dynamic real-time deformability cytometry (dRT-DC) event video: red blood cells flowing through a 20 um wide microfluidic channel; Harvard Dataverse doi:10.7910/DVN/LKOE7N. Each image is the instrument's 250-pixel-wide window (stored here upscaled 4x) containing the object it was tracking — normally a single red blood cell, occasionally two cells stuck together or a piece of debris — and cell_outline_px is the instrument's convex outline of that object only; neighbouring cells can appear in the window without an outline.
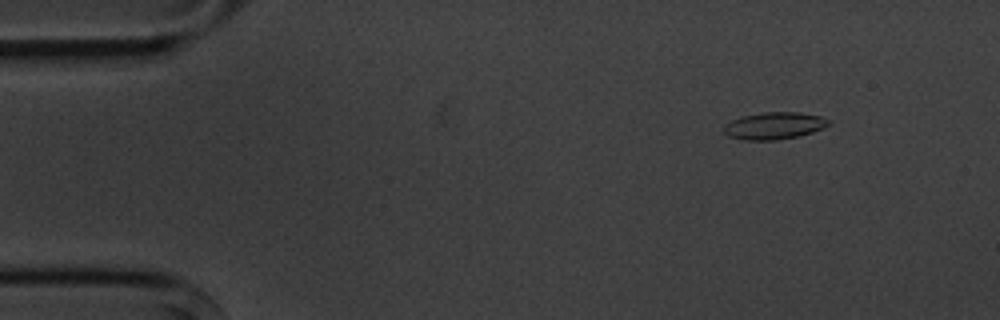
{"species": "common noctule bat (a hibernating species)", "species_latin": "Nyctalus noctula", "temperature_condition": "cold", "stored_images_in_passage": 4, "camera_frame_rate_fps": 3000, "um_per_image_px": 0.085, "animal": {"sex": "male", "body_mass_g": 20.1, "forearm_length_mm": 53.5}, "frame": {"image": 1, "passage_image": 2, "time_ms": 1.0, "image_size_px": [1000, 320], "cell_outline_px": [[828, 124], [824, 128], [812, 132], [796, 136], [776, 140], [744, 140], [728, 136], [724, 132], [724, 124], [732, 120], [744, 116], [764, 112], [796, 112], [820, 116], [828, 120]], "centroid_in_image_um": [65.77, 10.69], "position_along_channel_um": 19.2, "area_um2": 16.3}}